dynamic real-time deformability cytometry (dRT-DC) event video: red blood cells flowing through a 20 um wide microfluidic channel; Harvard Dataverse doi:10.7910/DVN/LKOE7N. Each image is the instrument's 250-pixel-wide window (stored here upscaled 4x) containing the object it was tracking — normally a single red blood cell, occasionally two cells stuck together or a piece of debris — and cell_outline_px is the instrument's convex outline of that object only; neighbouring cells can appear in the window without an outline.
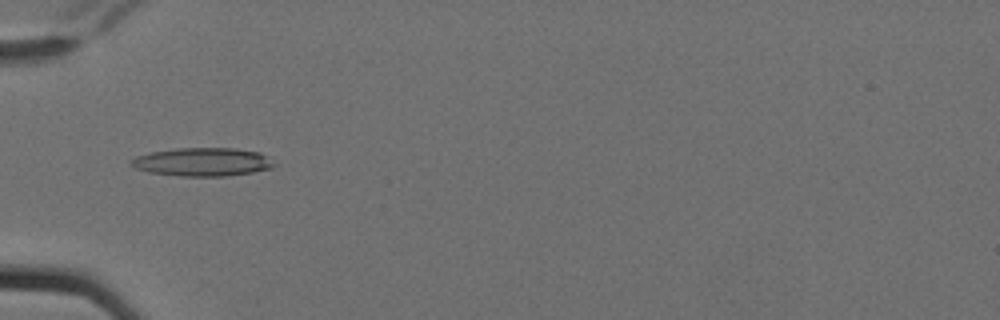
{"species": "Egyptian fruit bat (a non-hibernating species)", "species_latin": "Rousettus aegyptiacus", "temperature_condition": "cold", "stored_images_in_passage": 14, "camera_frame_rate_fps": 3000, "um_per_image_px": 0.085, "animal": {"sex": "female"}, "frame": {"image": 1, "passage_image": 5, "time_ms": 1.333, "image_size_px": [1000, 320], "cell_outline_px": [[276, 164], [272, 168], [252, 172], [224, 176], [180, 176], [148, 172], [136, 168], [128, 164], [128, 160], [136, 156], [152, 152], [176, 148], [236, 148], [260, 152]], "centroid_in_image_um": [17.18, 13.76], "position_along_channel_um": 67.8, "area_um2": 23.7}}
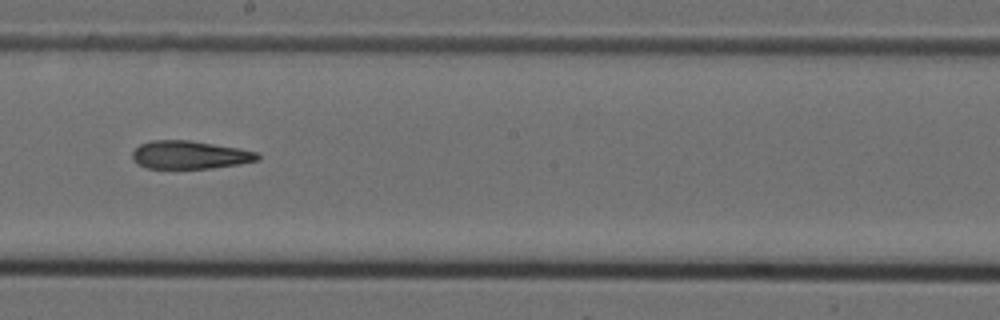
{"frame": {"image": 2, "passage_image": 9, "time_ms": 2.667, "image_size_px": [1000, 320], "cell_outline_px": [[260, 160], [240, 164], [212, 168], [148, 168], [136, 164], [132, 160], [132, 152], [140, 144], [152, 140], [188, 140], [236, 148], [256, 152], [260, 156]], "centroid_in_image_um": [16.09, 13.17], "position_along_channel_um": 232.1, "area_um2": 20.4}}
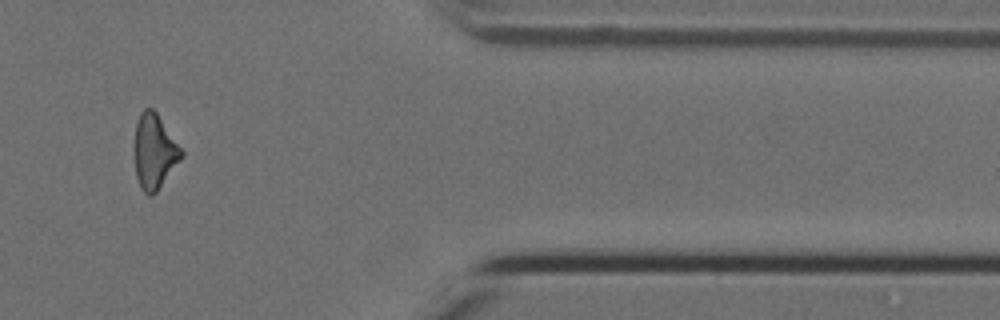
{"frame": {"image": 3, "passage_image": 13, "time_ms": 4.0, "image_size_px": [1000, 320], "cell_outline_px": [[184, 156], [156, 192], [152, 196], [148, 196], [140, 188], [136, 176], [136, 124], [140, 112], [144, 108], [152, 108], [156, 112], [184, 152]], "centroid_in_image_um": [13.14, 12.9], "position_along_channel_um": 398.3, "area_um2": 20.11}}